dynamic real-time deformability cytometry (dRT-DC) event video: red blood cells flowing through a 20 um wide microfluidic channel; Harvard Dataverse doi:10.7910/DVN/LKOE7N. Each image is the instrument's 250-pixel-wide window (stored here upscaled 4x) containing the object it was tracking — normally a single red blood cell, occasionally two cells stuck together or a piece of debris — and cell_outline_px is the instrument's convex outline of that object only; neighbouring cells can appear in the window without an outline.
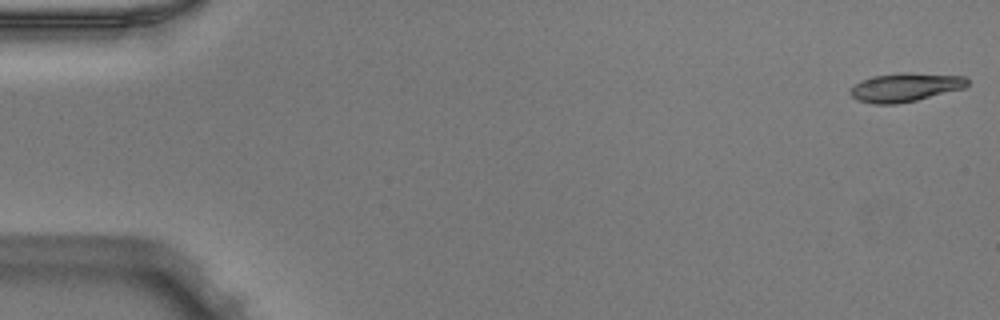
{"species": "Egyptian fruit bat (a non-hibernating species)", "species_latin": "Rousettus aegyptiacus", "temperature_condition": "warm", "stored_images_in_passage": 51, "camera_frame_rate_fps": 3000, "um_per_image_px": 0.085, "animal": {"sex": "male"}, "frame": {"image": 1, "passage_image": 1, "time_ms": 0.0, "image_size_px": [1000, 320], "cell_outline_px": [[968, 84], [964, 88], [916, 100], [896, 104], [872, 104], [856, 100], [848, 92], [856, 84], [864, 80], [876, 76], [900, 72], [908, 72], [964, 76], [968, 80]], "centroid_in_image_um": [76.95, 7.42], "position_along_channel_um": 8.1, "area_um2": 19.42}}
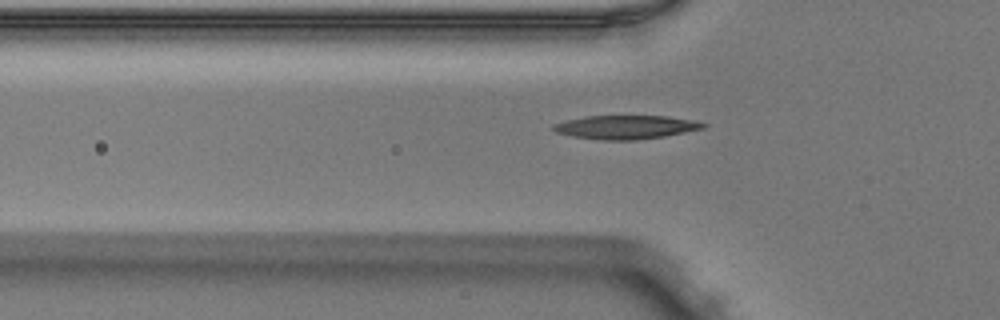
{"frame": {"image": 2, "passage_image": 17, "time_ms": 5.333, "image_size_px": [1000, 320], "cell_outline_px": [[708, 124], [704, 128], [664, 136], [636, 140], [604, 140], [572, 136], [556, 132], [552, 128], [552, 124], [584, 116], [668, 116], [696, 120]], "centroid_in_image_um": [53.21, 10.8], "position_along_channel_um": 72.6, "area_um2": 20.63}}
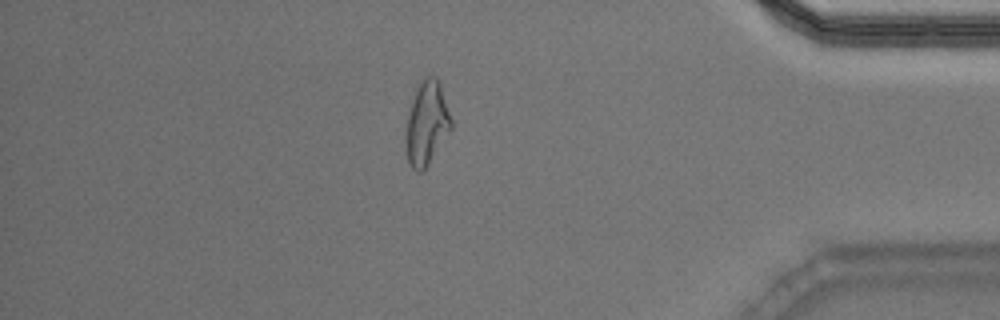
{"frame": {"image": 3, "passage_image": 44, "time_ms": 14.333, "image_size_px": [1000, 320], "cell_outline_px": [[452, 128], [428, 164], [420, 172], [412, 168], [408, 160], [404, 144], [404, 140], [408, 116], [412, 100], [416, 88], [420, 80], [428, 76], [436, 76], [440, 84], [452, 120]], "centroid_in_image_um": [36.26, 10.47], "position_along_channel_um": 398.9, "area_um2": 21.96}, "authors_computed_cell_mechanics": {"area_um2": 20.2878, "velocity_mm_per_s": 3.9767, "shape_relaxation_time_tau1_ms": 6.6386, "shape_relaxation_time_tau2_ms": 3.7972, "deformation_change_tau1": 0.2527, "deformation_change_tau2": 0.0965}}